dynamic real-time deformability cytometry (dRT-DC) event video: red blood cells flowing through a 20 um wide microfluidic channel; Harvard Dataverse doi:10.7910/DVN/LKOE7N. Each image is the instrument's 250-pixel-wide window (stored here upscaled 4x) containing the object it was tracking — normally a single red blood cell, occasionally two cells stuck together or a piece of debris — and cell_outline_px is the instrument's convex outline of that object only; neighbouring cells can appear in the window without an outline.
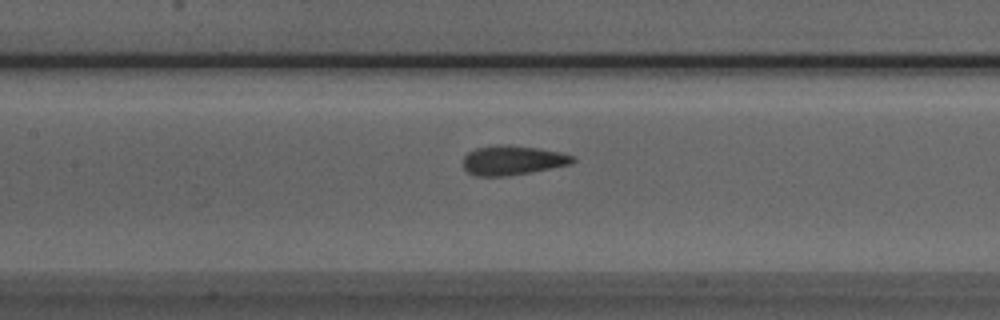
{"species": "Egyptian fruit bat (a non-hibernating species)", "species_latin": "Rousettus aegyptiacus", "temperature_condition": "room temperature", "stored_images_in_passage": 51, "camera_frame_rate_fps": 3000, "um_per_image_px": 0.085, "animal": {"sex": "male"}, "frame": {"image": 1, "passage_image": 23, "time_ms": 7.333, "image_size_px": [1000, 320], "cell_outline_px": [[576, 160], [572, 164], [508, 176], [476, 176], [468, 172], [464, 168], [464, 156], [468, 152], [476, 148], [496, 144], [508, 144], [536, 148], [560, 152], [572, 156]], "centroid_in_image_um": [43.55, 13.62], "position_along_channel_um": 163.9, "area_um2": 18.79}}
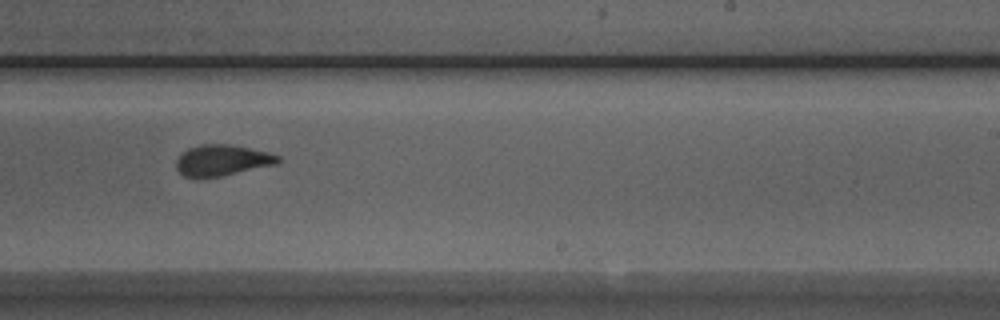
{"frame": {"image": 2, "passage_image": 31, "time_ms": 10.0, "image_size_px": [1000, 320], "cell_outline_px": [[280, 160], [276, 164], [220, 176], [184, 176], [176, 168], [176, 160], [180, 152], [188, 148], [200, 144], [228, 144], [268, 152], [280, 156]], "centroid_in_image_um": [18.85, 13.6], "position_along_channel_um": 270.1, "area_um2": 18.09}}
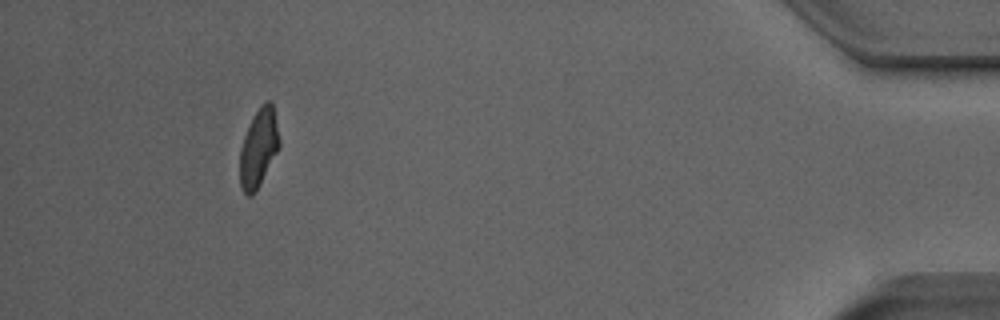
{"frame": {"image": 3, "passage_image": 47, "time_ms": 15.333, "image_size_px": [1000, 320], "cell_outline_px": [[280, 148], [256, 192], [252, 196], [248, 196], [244, 192], [240, 184], [240, 148], [244, 136], [252, 116], [260, 104], [268, 100], [272, 100], [280, 140]], "centroid_in_image_um": [21.99, 12.56], "position_along_channel_um": 413.2, "area_um2": 18.32}, "authors_computed_cell_mechanics": {"area_um2": 18.9006, "velocity_mm_per_s": 3.9973, "shape_relaxation_time_tau1_ms": 6.718, "shape_relaxation_time_tau2_ms": 0.9953, "deformation_change_tau1": 0.1666, "deformation_change_tau2": 0.0553}}